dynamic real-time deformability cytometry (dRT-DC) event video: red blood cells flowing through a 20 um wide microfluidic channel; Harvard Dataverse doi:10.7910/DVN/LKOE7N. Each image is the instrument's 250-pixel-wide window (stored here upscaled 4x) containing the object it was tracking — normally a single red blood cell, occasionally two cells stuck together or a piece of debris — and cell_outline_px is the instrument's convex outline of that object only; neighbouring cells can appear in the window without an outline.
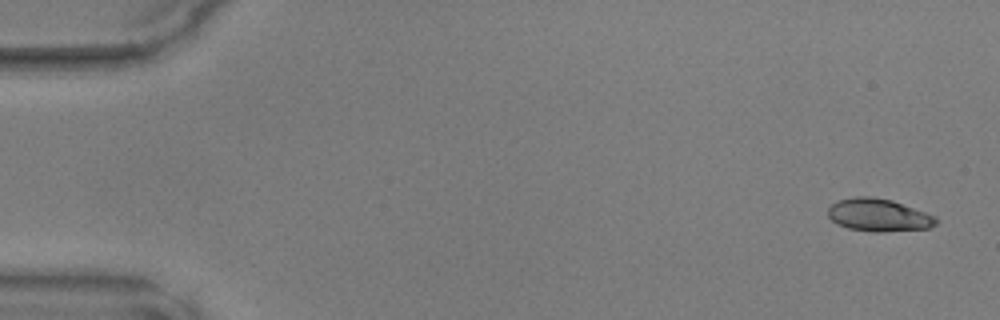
{"species": "common noctule bat (a hibernating species)", "species_latin": "Nyctalus noctula", "temperature_condition": "warm", "stored_images_in_passage": 13, "camera_frame_rate_fps": 3000, "um_per_image_px": 0.085, "animal": {"sex": "male", "body_mass_g": 17.9, "forearm_length_mm": 54.2}, "frame": {"image": 1, "passage_image": 2, "time_ms": 0.333, "image_size_px": [1000, 320], "cell_outline_px": [[940, 220], [936, 224], [928, 228], [884, 232], [872, 232], [848, 228], [836, 224], [828, 216], [828, 208], [836, 200], [856, 196], [868, 196], [892, 200], [936, 216]], "centroid_in_image_um": [74.67, 18.28], "position_along_channel_um": 10.3, "area_um2": 20.75}}
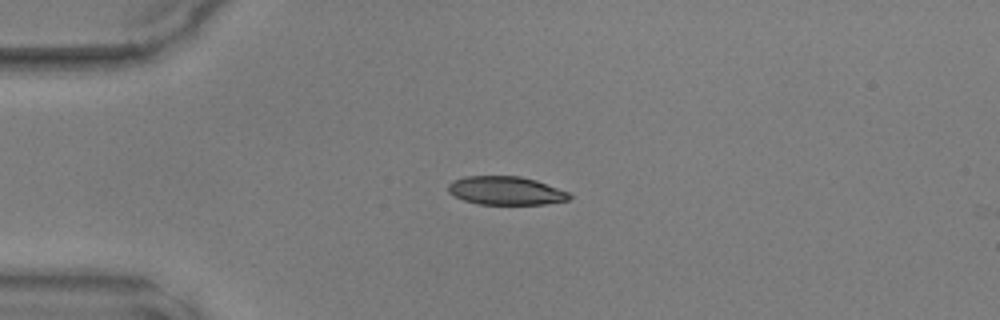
{"frame": {"image": 2, "passage_image": 12, "time_ms": 3.667, "image_size_px": [1000, 320], "cell_outline_px": [[572, 196], [568, 200], [544, 204], [480, 204], [464, 200], [448, 192], [448, 184], [452, 180], [464, 176], [520, 176], [536, 180], [568, 192]], "centroid_in_image_um": [42.98, 16.2], "position_along_channel_um": 42.0, "area_um2": 20.0}}